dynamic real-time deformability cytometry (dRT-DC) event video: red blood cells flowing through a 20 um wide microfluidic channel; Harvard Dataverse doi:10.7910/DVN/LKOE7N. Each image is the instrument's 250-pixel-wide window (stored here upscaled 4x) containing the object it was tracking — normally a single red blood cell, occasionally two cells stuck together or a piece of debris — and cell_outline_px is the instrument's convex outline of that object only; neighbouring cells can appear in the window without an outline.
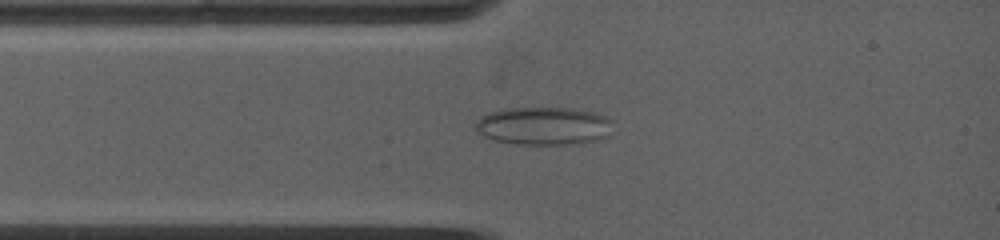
{"species": "common noctule bat (a hibernating species)", "species_latin": "Nyctalus noctula", "temperature_condition": "warm", "stored_images_in_passage": 16, "camera_frame_rate_fps": 5000, "um_per_image_px": 0.085, "animal": {"sex": "female", "body_mass_g": 19.0, "forearm_length_mm": 53.3}, "frame": {"image": 1, "passage_image": 3, "time_ms": 1.0, "image_size_px": [1000, 240], "cell_outline_px": [[612, 120], [604, 136], [600, 140], [564, 144], [516, 144], [496, 140], [484, 136], [476, 128], [476, 120], [480, 116], [488, 112], [504, 108], [572, 108], [592, 112], [604, 116]], "centroid_in_image_um": [46.15, 10.69], "position_along_channel_um": 38.9, "area_um2": 30.0}}
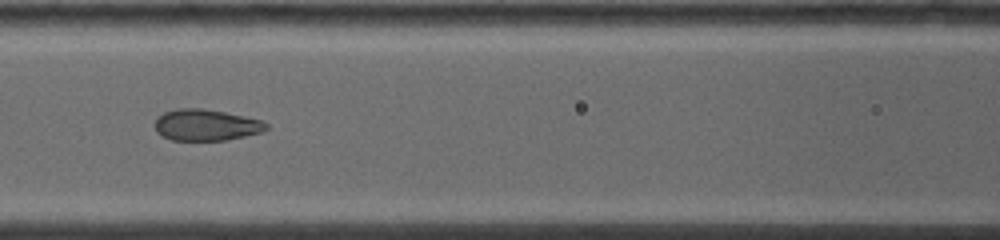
{"frame": {"image": 2, "passage_image": 10, "time_ms": 3.8, "image_size_px": [1000, 240], "cell_outline_px": [[268, 128], [260, 132], [228, 140], [172, 140], [156, 132], [156, 116], [164, 112], [176, 108], [204, 108], [244, 116], [260, 120], [268, 124]], "centroid_in_image_um": [17.49, 10.61], "position_along_channel_um": 149.1, "area_um2": 20.29}}
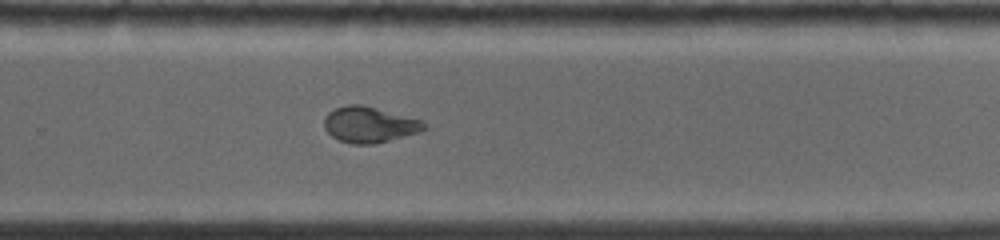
{"frame": {"image": 3, "passage_image": 16, "time_ms": 7.6, "image_size_px": [1000, 240], "cell_outline_px": [[428, 128], [420, 132], [376, 144], [352, 144], [340, 140], [332, 136], [324, 128], [324, 120], [328, 112], [336, 108], [348, 104], [364, 104], [420, 120]], "centroid_in_image_um": [31.39, 10.59], "position_along_channel_um": 298.4, "area_um2": 20.87}}